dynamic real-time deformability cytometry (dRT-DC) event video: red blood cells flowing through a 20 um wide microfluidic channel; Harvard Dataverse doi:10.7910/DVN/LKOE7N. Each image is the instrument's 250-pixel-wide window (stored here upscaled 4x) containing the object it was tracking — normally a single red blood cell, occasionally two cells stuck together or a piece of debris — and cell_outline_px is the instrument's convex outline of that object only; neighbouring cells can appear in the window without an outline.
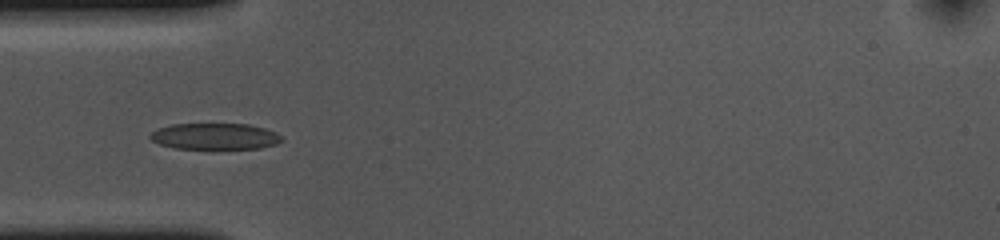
{"species": "common noctule bat (a hibernating species)", "species_latin": "Nyctalus noctula", "temperature_condition": "cold", "stored_images_in_passage": 17, "camera_frame_rate_fps": 3000, "um_per_image_px": 0.085, "animal": {"sex": "female", "body_mass_g": 10.0, "forearm_length_mm": 53.1}, "frame": {"image": 1, "passage_image": 3, "time_ms": 0.667, "image_size_px": [1000, 240], "cell_outline_px": [[284, 140], [276, 144], [260, 148], [176, 148], [160, 144], [152, 140], [148, 136], [152, 132], [160, 128], [172, 124], [248, 124], [264, 128], [276, 132]], "centroid_in_image_um": [18.29, 11.58], "position_along_channel_um": 66.7, "area_um2": 19.88}}
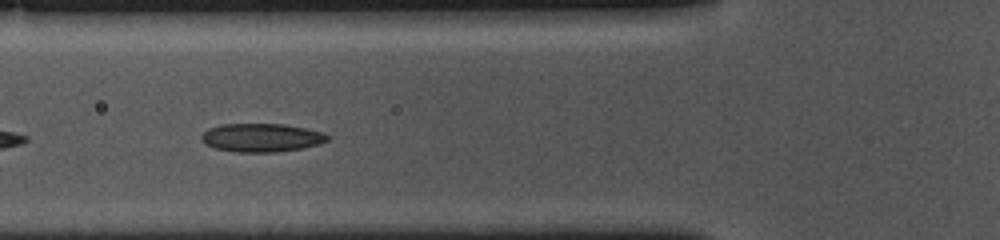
{"frame": {"image": 2, "passage_image": 6, "time_ms": 1.667, "image_size_px": [1000, 240], "cell_outline_px": [[328, 140], [320, 144], [304, 148], [276, 152], [236, 152], [216, 148], [204, 144], [200, 136], [208, 128], [220, 124], [284, 124], [324, 132], [328, 136]], "centroid_in_image_um": [22.22, 11.7], "position_along_channel_um": 103.6, "area_um2": 20.98}}
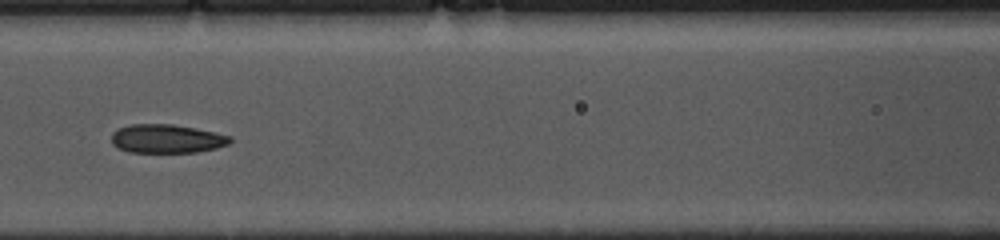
{"frame": {"image": 3, "passage_image": 10, "time_ms": 3.0, "image_size_px": [1000, 240], "cell_outline_px": [[232, 140], [228, 144], [216, 148], [196, 152], [128, 152], [112, 144], [112, 132], [120, 128], [132, 124], [172, 124], [232, 136]], "centroid_in_image_um": [14.17, 11.79], "position_along_channel_um": 152.4, "area_um2": 19.59}}